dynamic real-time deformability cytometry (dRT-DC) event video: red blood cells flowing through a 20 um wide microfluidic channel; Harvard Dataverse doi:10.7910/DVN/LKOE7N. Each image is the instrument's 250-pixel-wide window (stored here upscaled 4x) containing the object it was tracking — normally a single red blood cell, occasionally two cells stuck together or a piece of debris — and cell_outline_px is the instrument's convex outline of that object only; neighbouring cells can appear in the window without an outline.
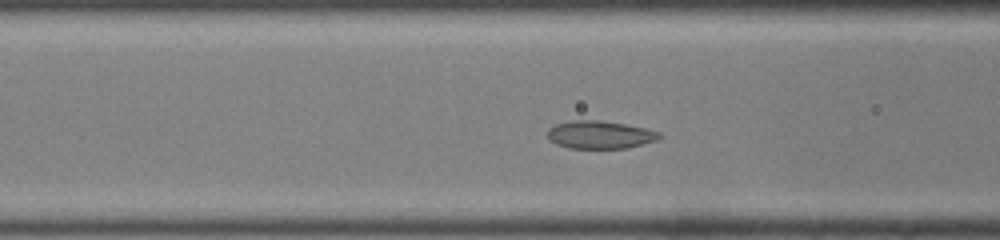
{"species": "common noctule bat (a hibernating species)", "species_latin": "Nyctalus noctula", "temperature_condition": "room temperature", "stored_images_in_passage": 41, "camera_frame_rate_fps": 3000, "um_per_image_px": 0.085, "animal": {"sex": "male", "body_mass_g": 19.0, "forearm_length_mm": 50.8}, "frame": {"image": 1, "passage_image": 12, "time_ms": 3.667, "image_size_px": [1000, 240], "cell_outline_px": [[664, 136], [656, 140], [628, 148], [568, 148], [556, 144], [548, 140], [548, 128], [556, 124], [572, 120], [600, 120], [624, 124], [644, 128], [660, 132]], "centroid_in_image_um": [50.98, 11.45], "position_along_channel_um": 115.6, "area_um2": 18.21}}
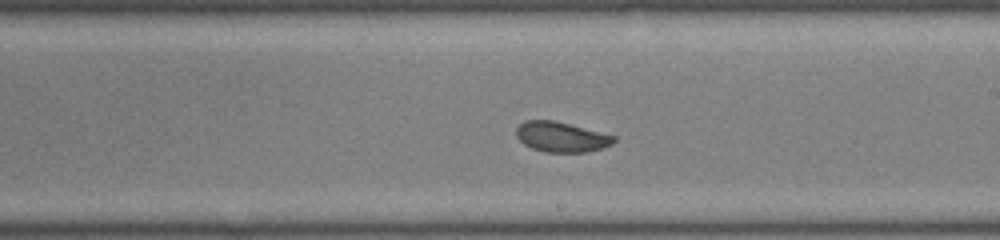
{"frame": {"image": 2, "passage_image": 21, "time_ms": 6.667, "image_size_px": [1000, 240], "cell_outline_px": [[616, 140], [612, 144], [604, 148], [584, 152], [544, 152], [532, 148], [524, 144], [516, 136], [516, 128], [524, 120], [552, 120], [616, 136]], "centroid_in_image_um": [47.7, 11.64], "position_along_channel_um": 241.3, "area_um2": 17.05}}
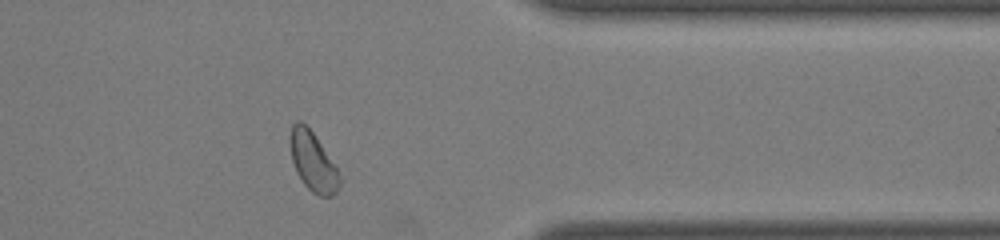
{"frame": {"image": 3, "passage_image": 32, "time_ms": 10.333, "image_size_px": [1000, 240], "cell_outline_px": [[340, 184], [336, 192], [332, 196], [320, 196], [312, 192], [304, 184], [296, 172], [292, 160], [288, 140], [288, 136], [292, 124], [296, 120], [300, 120], [312, 132], [336, 168], [340, 176]], "centroid_in_image_um": [26.55, 13.73], "position_along_channel_um": 384.9, "area_um2": 16.88}, "authors_computed_cell_mechanics": {"area_um2": 17.8602, "velocity_mm_per_s": 4.1983, "shape_relaxation_time_tau1_ms": 3.1711, "shape_relaxation_time_tau2_ms": 0.9325, "deformation_change_tau1": 0.0736, "deformation_change_tau2": 0.0537}}